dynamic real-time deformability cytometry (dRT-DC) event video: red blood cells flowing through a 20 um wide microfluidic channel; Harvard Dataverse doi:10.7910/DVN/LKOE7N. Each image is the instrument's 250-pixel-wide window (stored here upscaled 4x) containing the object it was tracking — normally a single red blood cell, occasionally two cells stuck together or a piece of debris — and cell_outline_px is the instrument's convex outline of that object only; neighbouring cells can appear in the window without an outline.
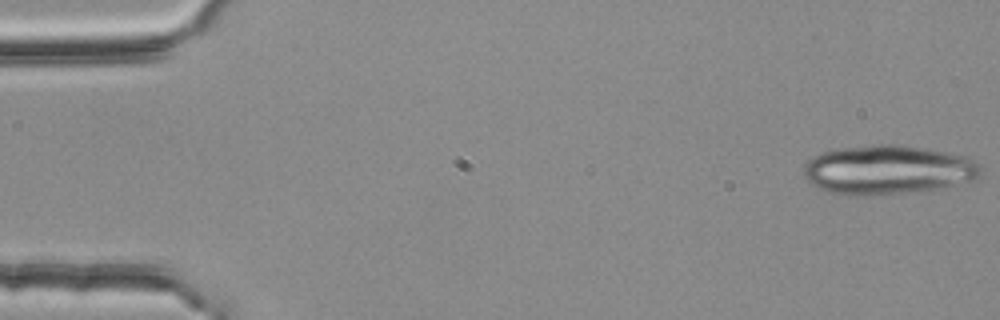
{"species": "common noctule bat (a hibernating species)", "species_latin": "Nyctalus noctula", "temperature_condition": "room temperature", "stored_images_in_passage": 20, "camera_frame_rate_fps": 3000, "um_per_image_px": 0.085, "animal": {"sex": "female", "body_mass_g": 25.1}, "frame": {"image": 1, "passage_image": 1, "time_ms": 0.0, "image_size_px": [1000, 320], "cell_outline_px": [[980, 176], [972, 180], [924, 192], [848, 196], [832, 192], [820, 188], [812, 184], [804, 176], [804, 164], [812, 156], [820, 152], [836, 148], [872, 144], [904, 144], [928, 148], [964, 156], [980, 164]], "centroid_in_image_um": [75.45, 14.42], "position_along_channel_um": 9.6, "area_um2": 51.27}}